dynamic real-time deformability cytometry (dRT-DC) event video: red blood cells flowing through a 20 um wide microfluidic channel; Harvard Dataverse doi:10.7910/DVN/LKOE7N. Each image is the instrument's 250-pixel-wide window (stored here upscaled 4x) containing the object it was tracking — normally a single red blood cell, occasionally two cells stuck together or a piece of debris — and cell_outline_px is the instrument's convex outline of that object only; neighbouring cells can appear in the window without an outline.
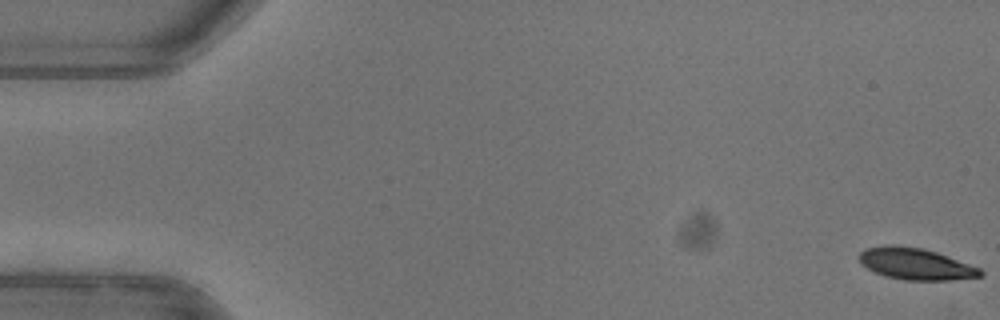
{"species": "common noctule bat (a hibernating species)", "species_latin": "Nyctalus noctula", "temperature_condition": "warm", "stored_images_in_passage": 52, "camera_frame_rate_fps": 3000, "um_per_image_px": 0.085, "animal": {"sex": "female"}, "frame": {"image": 1, "passage_image": 1, "time_ms": 0.0, "image_size_px": [1000, 320], "cell_outline_px": [[984, 276], [952, 280], [904, 280], [884, 276], [860, 264], [860, 252], [868, 248], [888, 244], [896, 244], [924, 248], [936, 252], [980, 268], [984, 272]], "centroid_in_image_um": [77.84, 22.43], "position_along_channel_um": 7.2, "area_um2": 22.37}}
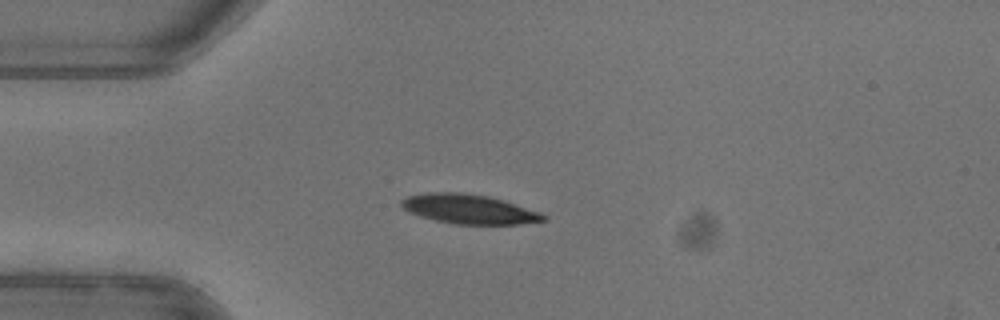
{"frame": {"image": 2, "passage_image": 14, "time_ms": 4.333, "image_size_px": [1000, 320], "cell_outline_px": [[548, 220], [520, 224], [456, 224], [436, 220], [420, 216], [408, 212], [400, 204], [400, 200], [408, 196], [428, 192], [460, 192], [488, 196], [504, 200], [540, 212], [548, 216]], "centroid_in_image_um": [39.88, 17.77], "position_along_channel_um": 45.1, "area_um2": 24.39}}
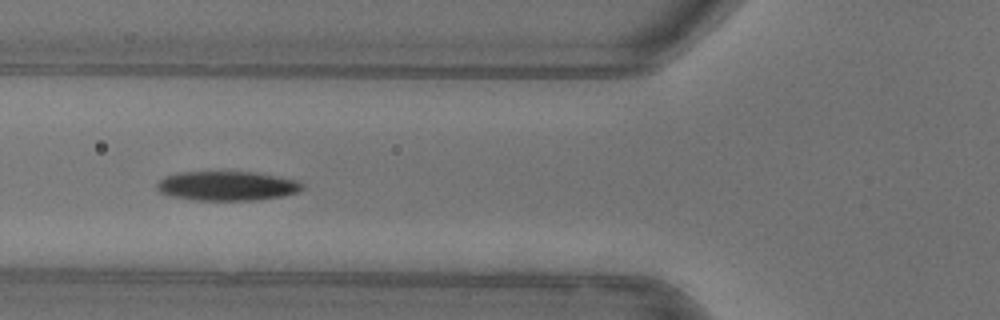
{"frame": {"image": 3, "passage_image": 20, "time_ms": 6.333, "image_size_px": [1000, 320], "cell_outline_px": [[304, 188], [296, 192], [284, 196], [256, 200], [192, 200], [168, 196], [160, 192], [156, 188], [156, 184], [164, 176], [180, 172], [256, 172], [300, 180], [304, 184]], "centroid_in_image_um": [19.31, 15.8], "position_along_channel_um": 106.5, "area_um2": 25.2}, "authors_computed_cell_mechanics": {"area_um2": 24.6806, "velocity_mm_per_s": 3.9731, "shape_relaxation_time_tau1_ms": 3.6603, "shape_relaxation_time_tau2_ms": 6.0615, "deformation_change_tau1": 0.142, "deformation_change_tau2": 0.0976}}